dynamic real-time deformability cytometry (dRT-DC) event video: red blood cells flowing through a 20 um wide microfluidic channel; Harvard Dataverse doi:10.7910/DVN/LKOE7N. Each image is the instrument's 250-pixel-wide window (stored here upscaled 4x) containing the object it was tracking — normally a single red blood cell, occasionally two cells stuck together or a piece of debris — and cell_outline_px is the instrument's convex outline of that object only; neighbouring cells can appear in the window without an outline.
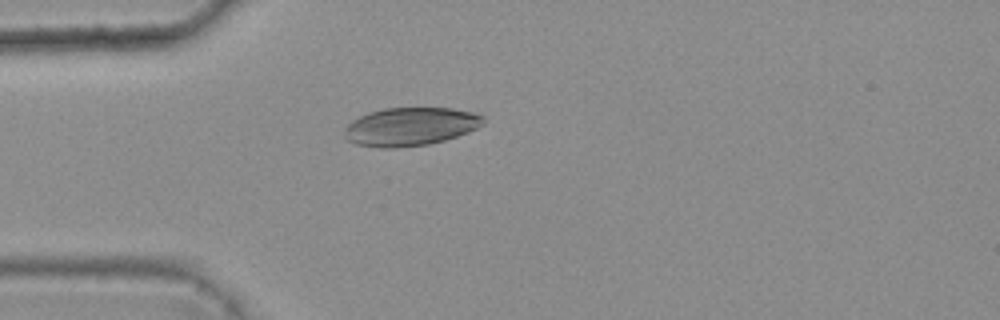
{"species": "common noctule bat (a hibernating species)", "species_latin": "Nyctalus noctula", "temperature_condition": "warm", "stored_images_in_passage": 2, "camera_frame_rate_fps": 3000, "um_per_image_px": 0.085, "animal": {"sex": "female", "body_mass_g": 25.1}, "frame": {"image": 1, "passage_image": 2, "time_ms": 0.333, "image_size_px": [1000, 320], "cell_outline_px": [[484, 124], [468, 132], [444, 140], [428, 144], [392, 148], [384, 148], [356, 144], [348, 140], [344, 136], [344, 128], [352, 120], [368, 112], [384, 108], [452, 108], [472, 112], [484, 116]], "centroid_in_image_um": [34.87, 10.75], "position_along_channel_um": 50.1, "area_um2": 30.92}}